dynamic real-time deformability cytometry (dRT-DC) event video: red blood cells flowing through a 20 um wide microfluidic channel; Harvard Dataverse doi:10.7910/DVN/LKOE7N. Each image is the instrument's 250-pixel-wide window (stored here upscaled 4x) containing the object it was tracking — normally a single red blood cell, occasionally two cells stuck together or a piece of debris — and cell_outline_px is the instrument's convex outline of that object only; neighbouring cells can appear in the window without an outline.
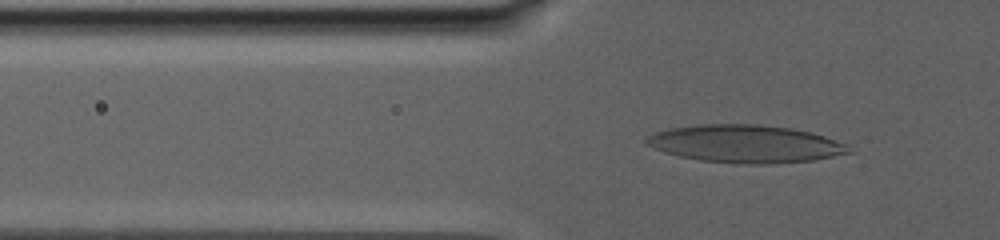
{"species": "human", "species_latin": "Homo sapiens", "temperature_condition": "warm", "stored_images_in_passage": 71, "camera_frame_rate_fps": 3000, "um_per_image_px": 0.085, "donor": {"sex": "male"}, "frame": {"image": 1, "passage_image": 34, "time_ms": 10.333, "image_size_px": [1000, 240], "cell_outline_px": [[856, 152], [812, 160], [772, 164], [744, 164], [700, 160], [680, 156], [664, 152], [644, 144], [644, 140], [648, 136], [656, 132], [672, 128], [700, 124], [760, 124], [788, 128], [812, 132], [848, 144]], "centroid_in_image_um": [63.4, 12.23], "position_along_channel_um": 62.4, "area_um2": 44.62}}
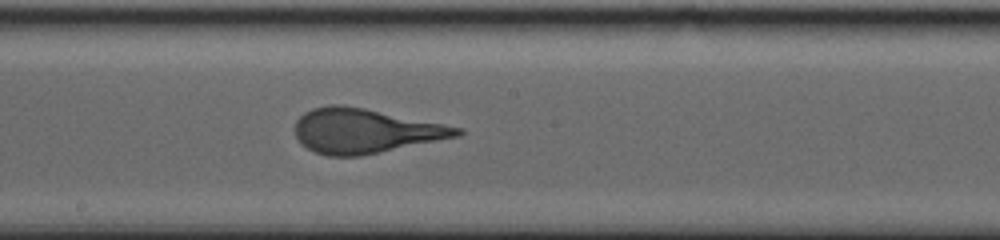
{"frame": {"image": 2, "passage_image": 54, "time_ms": 17.0, "image_size_px": [1000, 240], "cell_outline_px": [[464, 132], [460, 136], [360, 156], [328, 156], [316, 152], [300, 144], [296, 136], [296, 120], [304, 112], [312, 108], [328, 104], [344, 104], [464, 128]], "centroid_in_image_um": [31.01, 11.12], "position_along_channel_um": 217.2, "area_um2": 42.02}}
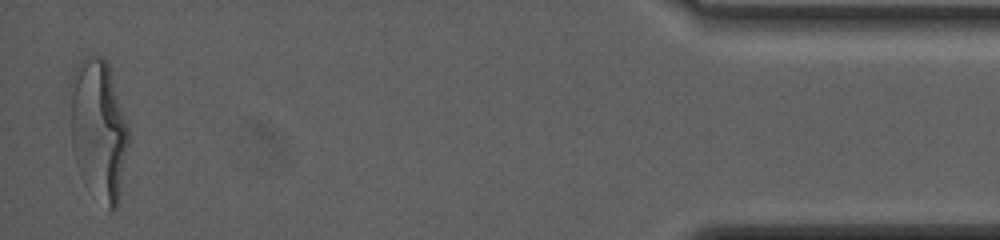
{"frame": {"image": 3, "passage_image": 71, "time_ms": 28.0, "image_size_px": [1000, 240], "cell_outline_px": [[128, 144], [120, 196], [116, 208], [112, 212], [108, 212], [76, 164], [72, 148], [72, 76], [80, 60], [84, 56], [96, 52], [104, 56], [108, 60], [128, 128]], "centroid_in_image_um": [8.41, 10.94], "position_along_channel_um": 426.8, "area_um2": 47.16}, "authors_computed_cell_mechanics": {"area_um2": 43.5812, "velocity_mm_per_s": 2.5231, "shape_relaxation_time_tau1_ms": 7.0384, "shape_relaxation_time_tau2_ms": null, "deformation_change_tau1": 0.2612, "deformation_change_tau2": null}}